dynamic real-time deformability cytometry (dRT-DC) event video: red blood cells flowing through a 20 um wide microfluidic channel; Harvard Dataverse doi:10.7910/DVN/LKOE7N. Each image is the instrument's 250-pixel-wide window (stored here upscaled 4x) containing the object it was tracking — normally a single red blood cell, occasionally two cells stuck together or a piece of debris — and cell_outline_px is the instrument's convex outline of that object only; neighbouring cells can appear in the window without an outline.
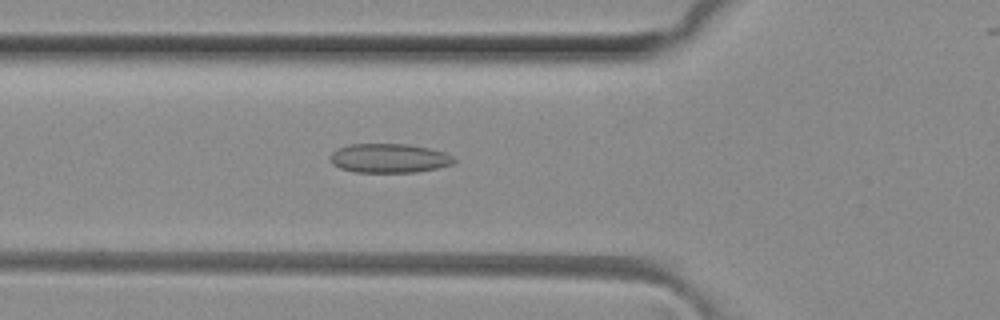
{"species": "common noctule bat (a hibernating species)", "species_latin": "Nyctalus noctula", "temperature_condition": "room temperature", "stored_images_in_passage": 50, "camera_frame_rate_fps": 3000, "um_per_image_px": 0.085, "animal": {"sex": "female", "body_mass_g": 29.2, "forearm_length_mm": 56.3}, "frame": {"image": 1, "passage_image": 17, "time_ms": 5.333, "image_size_px": [1000, 320], "cell_outline_px": [[456, 160], [452, 164], [436, 168], [416, 172], [356, 172], [340, 168], [332, 164], [328, 160], [328, 156], [336, 148], [348, 144], [408, 144], [428, 148], [444, 152], [452, 156]], "centroid_in_image_um": [33.01, 13.44], "position_along_channel_um": 92.8, "area_um2": 21.15}}
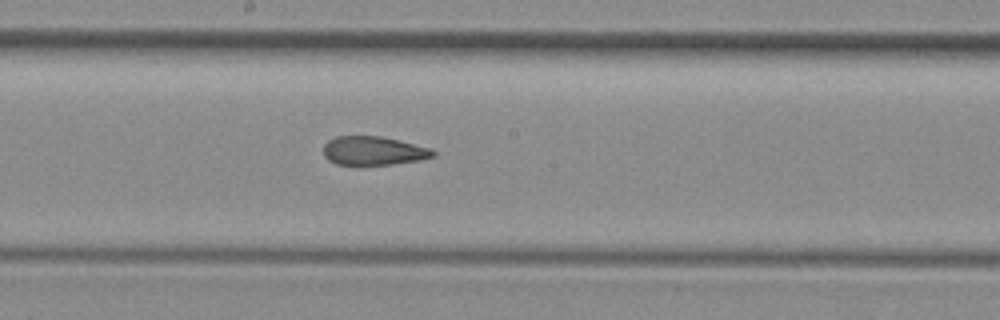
{"frame": {"image": 2, "passage_image": 26, "time_ms": 8.333, "image_size_px": [1000, 320], "cell_outline_px": [[436, 156], [420, 160], [392, 164], [360, 168], [356, 168], [336, 164], [328, 160], [324, 156], [324, 144], [328, 140], [336, 136], [380, 136], [432, 148], [436, 152]], "centroid_in_image_um": [31.72, 12.87], "position_along_channel_um": 216.5, "area_um2": 19.19}}
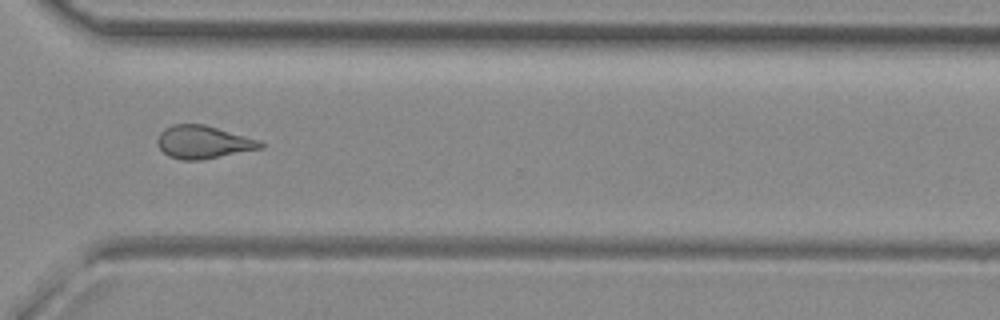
{"frame": {"image": 3, "passage_image": 36, "time_ms": 11.667, "image_size_px": [1000, 320], "cell_outline_px": [[264, 148], [200, 160], [184, 160], [168, 156], [156, 144], [156, 140], [160, 132], [164, 128], [172, 124], [204, 124], [260, 140], [264, 144]], "centroid_in_image_um": [17.26, 12.07], "position_along_channel_um": 353.3, "area_um2": 19.83}, "authors_computed_cell_mechanics": {"area_um2": 20.1144, "velocity_mm_per_s": 4.1127, "shape_relaxation_time_tau1_ms": null, "shape_relaxation_time_tau2_ms": 1.7662, "deformation_change_tau1": null, "deformation_change_tau2": 0.0786}}